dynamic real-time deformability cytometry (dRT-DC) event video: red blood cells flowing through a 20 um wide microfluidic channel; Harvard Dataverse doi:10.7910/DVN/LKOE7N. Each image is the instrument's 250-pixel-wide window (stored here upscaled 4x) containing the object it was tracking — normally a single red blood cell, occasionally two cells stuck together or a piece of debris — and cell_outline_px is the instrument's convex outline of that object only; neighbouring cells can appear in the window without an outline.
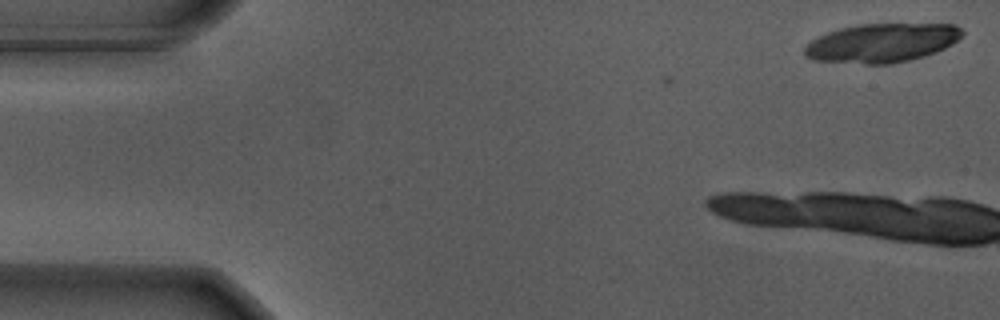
{"species": "Egyptian fruit bat (a non-hibernating species)", "species_latin": "Rousettus aegyptiacus", "temperature_condition": "warm", "stored_images_in_passage": 5, "camera_frame_rate_fps": 3000, "um_per_image_px": 0.085, "animal": {"sex": "male"}, "frame": {"image": 1, "passage_image": 1, "time_ms": 0.0, "image_size_px": [1000, 320], "cell_outline_px": [[964, 32], [952, 44], [936, 52], [924, 56], [892, 64], [864, 64], [812, 60], [804, 56], [804, 48], [812, 40], [828, 32], [840, 28], [856, 24], [956, 24]], "centroid_in_image_um": [74.94, 3.65], "position_along_channel_um": 10.1, "area_um2": 35.72}}